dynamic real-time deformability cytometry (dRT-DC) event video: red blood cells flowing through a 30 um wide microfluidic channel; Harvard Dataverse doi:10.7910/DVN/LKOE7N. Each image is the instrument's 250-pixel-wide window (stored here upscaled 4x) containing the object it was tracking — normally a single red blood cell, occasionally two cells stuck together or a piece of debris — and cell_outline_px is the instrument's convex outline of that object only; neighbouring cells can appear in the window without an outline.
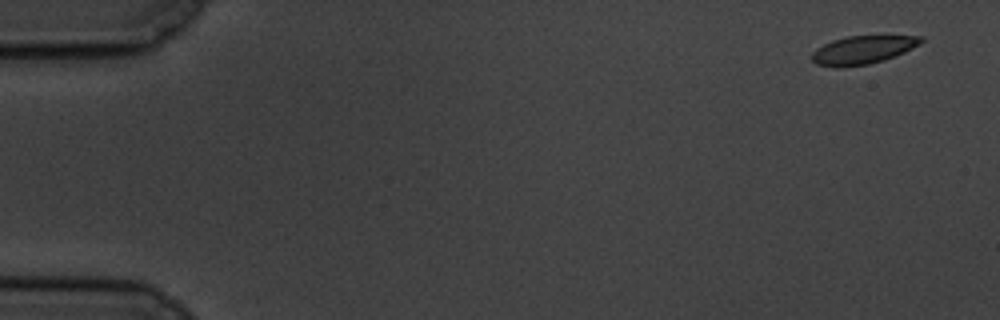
{"species": "common noctule bat (a hibernating species)", "species_latin": "Nyctalus noctula", "temperature_condition": "cold", "stored_images_in_passage": 56, "camera_frame_rate_fps": 3000, "um_per_image_px": 0.085, "animal": {"sex": "male", "body_mass_g": 19.5, "forearm_length_mm": 54.6}, "frame": {"image": 1, "passage_image": 1, "time_ms": 0.0, "image_size_px": [1000, 320], "cell_outline_px": [[924, 40], [920, 44], [904, 52], [884, 60], [868, 64], [840, 68], [836, 68], [816, 64], [812, 60], [812, 52], [816, 48], [832, 40], [848, 36], [924, 36]], "centroid_in_image_um": [73.31, 4.25], "position_along_channel_um": 11.7, "area_um2": 17.98}}
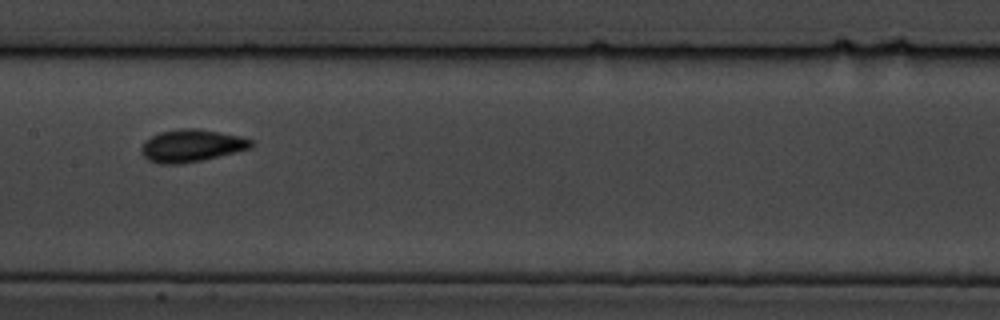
{"frame": {"image": 2, "passage_image": 28, "time_ms": 9.0, "image_size_px": [1000, 320], "cell_outline_px": [[256, 144], [252, 148], [204, 160], [180, 164], [160, 164], [148, 160], [140, 152], [140, 148], [144, 140], [160, 132], [184, 128], [196, 128], [220, 132], [240, 136], [252, 140]], "centroid_in_image_um": [16.29, 12.39], "position_along_channel_um": 191.1, "area_um2": 20.98}}
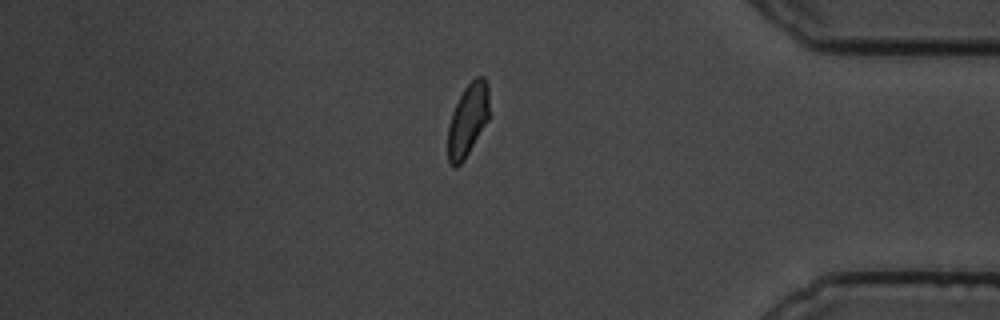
{"frame": {"image": 3, "passage_image": 48, "time_ms": 15.667, "image_size_px": [1000, 320], "cell_outline_px": [[488, 120], [464, 160], [456, 168], [452, 168], [448, 164], [448, 124], [452, 112], [464, 88], [476, 76], [484, 76], [488, 84]], "centroid_in_image_um": [39.74, 10.22], "position_along_channel_um": 395.5, "area_um2": 17.51}, "authors_computed_cell_mechanics": {"area_um2": 19.074, "velocity_mm_per_s": 3.4546, "shape_relaxation_time_tau1_ms": 4.8298, "shape_relaxation_time_tau2_ms": 2.3269, "deformation_change_tau1": 0.1293, "deformation_change_tau2": 0.0612}}